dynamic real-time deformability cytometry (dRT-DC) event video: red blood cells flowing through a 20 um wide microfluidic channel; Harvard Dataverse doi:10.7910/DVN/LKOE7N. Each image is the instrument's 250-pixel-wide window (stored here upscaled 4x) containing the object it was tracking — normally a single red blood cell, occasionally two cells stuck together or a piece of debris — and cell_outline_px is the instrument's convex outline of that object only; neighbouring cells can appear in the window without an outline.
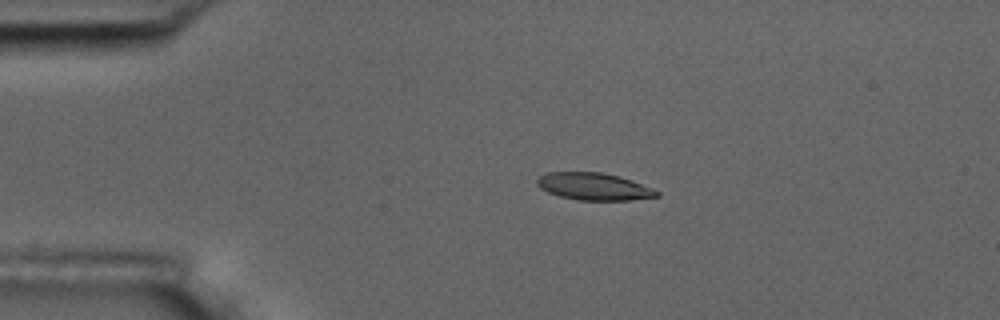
{"species": "common noctule bat (a hibernating species)", "species_latin": "Nyctalus noctula", "temperature_condition": "room temperature", "stored_images_in_passage": 5, "camera_frame_rate_fps": 3000, "um_per_image_px": 0.085, "animal": {"sex": "male", "body_mass_g": 17.5, "forearm_length_mm": 52.3}, "frame": {"image": 1, "passage_image": 2, "time_ms": 0.333, "image_size_px": [1000, 320], "cell_outline_px": [[660, 196], [632, 200], [580, 200], [560, 196], [548, 192], [540, 188], [536, 184], [536, 180], [540, 176], [548, 172], [600, 172], [620, 176], [632, 180], [652, 188], [660, 192]], "centroid_in_image_um": [50.5, 15.85], "position_along_channel_um": 34.5, "area_um2": 19.02}}
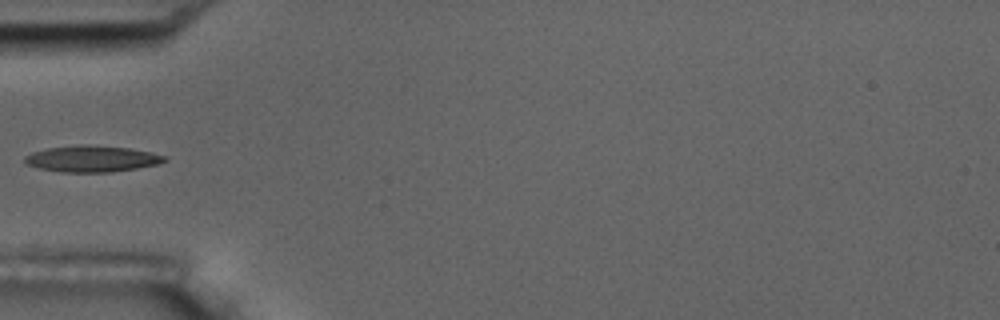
{"frame": {"image": 2, "passage_image": 4, "time_ms": 1.0, "image_size_px": [1000, 320], "cell_outline_px": [[168, 160], [156, 164], [136, 168], [112, 172], [64, 172], [36, 168], [24, 164], [24, 156], [32, 152], [48, 148], [80, 144], [88, 144], [128, 148], [152, 152], [164, 156]], "centroid_in_image_um": [7.76, 13.49], "position_along_channel_um": 77.2, "area_um2": 21.5}}